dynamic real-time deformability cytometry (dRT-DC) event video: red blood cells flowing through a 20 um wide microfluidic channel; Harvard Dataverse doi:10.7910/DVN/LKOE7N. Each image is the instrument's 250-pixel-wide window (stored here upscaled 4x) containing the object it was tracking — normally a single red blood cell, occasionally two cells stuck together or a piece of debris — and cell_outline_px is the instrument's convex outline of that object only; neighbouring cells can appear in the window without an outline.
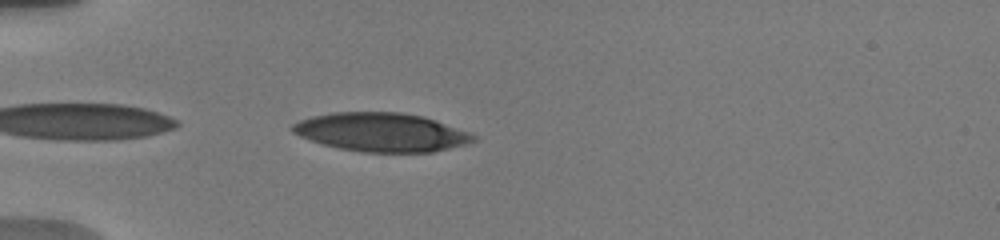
{"species": "human", "species_latin": "Homo sapiens", "temperature_condition": "warm", "stored_images_in_passage": 6, "camera_frame_rate_fps": 3000, "um_per_image_px": 0.085, "donor": {"sex": "male"}, "frame": {"image": 1, "passage_image": 6, "time_ms": 4.333, "image_size_px": [1000, 240], "cell_outline_px": [[476, 140], [464, 144], [432, 152], [364, 152], [340, 148], [324, 144], [300, 136], [292, 132], [288, 128], [292, 124], [300, 120], [312, 116], [332, 112], [400, 112], [424, 116], [472, 132], [476, 136]], "centroid_in_image_um": [32.43, 11.22], "position_along_channel_um": 52.6, "area_um2": 40.81}}